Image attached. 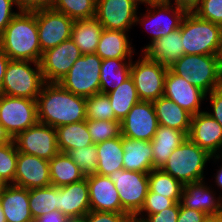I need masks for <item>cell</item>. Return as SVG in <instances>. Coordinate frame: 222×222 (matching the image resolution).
Returning <instances> with one entry per match:
<instances>
[{"instance_id":"1","label":"cell","mask_w":222,"mask_h":222,"mask_svg":"<svg viewBox=\"0 0 222 222\" xmlns=\"http://www.w3.org/2000/svg\"><path fill=\"white\" fill-rule=\"evenodd\" d=\"M36 102L38 122L54 128L87 119L86 98L69 92L59 83L46 82Z\"/></svg>"},{"instance_id":"2","label":"cell","mask_w":222,"mask_h":222,"mask_svg":"<svg viewBox=\"0 0 222 222\" xmlns=\"http://www.w3.org/2000/svg\"><path fill=\"white\" fill-rule=\"evenodd\" d=\"M0 48L10 60L40 63L43 53L35 10L18 12L0 36Z\"/></svg>"},{"instance_id":"3","label":"cell","mask_w":222,"mask_h":222,"mask_svg":"<svg viewBox=\"0 0 222 222\" xmlns=\"http://www.w3.org/2000/svg\"><path fill=\"white\" fill-rule=\"evenodd\" d=\"M213 156L188 137L174 149L162 170L180 181L183 185L204 181L203 170Z\"/></svg>"},{"instance_id":"4","label":"cell","mask_w":222,"mask_h":222,"mask_svg":"<svg viewBox=\"0 0 222 222\" xmlns=\"http://www.w3.org/2000/svg\"><path fill=\"white\" fill-rule=\"evenodd\" d=\"M169 69L206 94L222 86V69L216 55L184 54Z\"/></svg>"},{"instance_id":"5","label":"cell","mask_w":222,"mask_h":222,"mask_svg":"<svg viewBox=\"0 0 222 222\" xmlns=\"http://www.w3.org/2000/svg\"><path fill=\"white\" fill-rule=\"evenodd\" d=\"M184 54L216 55L222 26L201 19L193 12H187L181 25Z\"/></svg>"},{"instance_id":"6","label":"cell","mask_w":222,"mask_h":222,"mask_svg":"<svg viewBox=\"0 0 222 222\" xmlns=\"http://www.w3.org/2000/svg\"><path fill=\"white\" fill-rule=\"evenodd\" d=\"M33 63L35 69L29 66ZM39 62L10 60L1 86V94L36 100L45 84Z\"/></svg>"},{"instance_id":"7","label":"cell","mask_w":222,"mask_h":222,"mask_svg":"<svg viewBox=\"0 0 222 222\" xmlns=\"http://www.w3.org/2000/svg\"><path fill=\"white\" fill-rule=\"evenodd\" d=\"M102 59L96 54H83L58 83L69 92L88 98L100 93Z\"/></svg>"},{"instance_id":"8","label":"cell","mask_w":222,"mask_h":222,"mask_svg":"<svg viewBox=\"0 0 222 222\" xmlns=\"http://www.w3.org/2000/svg\"><path fill=\"white\" fill-rule=\"evenodd\" d=\"M108 177L119 194L122 213L137 215L149 191V173L120 169Z\"/></svg>"},{"instance_id":"9","label":"cell","mask_w":222,"mask_h":222,"mask_svg":"<svg viewBox=\"0 0 222 222\" xmlns=\"http://www.w3.org/2000/svg\"><path fill=\"white\" fill-rule=\"evenodd\" d=\"M131 63L130 77L140 101L153 102L163 96L164 80L169 68L145 55Z\"/></svg>"},{"instance_id":"10","label":"cell","mask_w":222,"mask_h":222,"mask_svg":"<svg viewBox=\"0 0 222 222\" xmlns=\"http://www.w3.org/2000/svg\"><path fill=\"white\" fill-rule=\"evenodd\" d=\"M0 122L15 138L38 122L36 100L0 94Z\"/></svg>"},{"instance_id":"11","label":"cell","mask_w":222,"mask_h":222,"mask_svg":"<svg viewBox=\"0 0 222 222\" xmlns=\"http://www.w3.org/2000/svg\"><path fill=\"white\" fill-rule=\"evenodd\" d=\"M17 150L46 160H51L59 153L56 129L37 122L13 138Z\"/></svg>"},{"instance_id":"12","label":"cell","mask_w":222,"mask_h":222,"mask_svg":"<svg viewBox=\"0 0 222 222\" xmlns=\"http://www.w3.org/2000/svg\"><path fill=\"white\" fill-rule=\"evenodd\" d=\"M41 52L71 38L74 20L52 8L35 10Z\"/></svg>"},{"instance_id":"13","label":"cell","mask_w":222,"mask_h":222,"mask_svg":"<svg viewBox=\"0 0 222 222\" xmlns=\"http://www.w3.org/2000/svg\"><path fill=\"white\" fill-rule=\"evenodd\" d=\"M141 0H96L95 18L105 29L129 31Z\"/></svg>"},{"instance_id":"14","label":"cell","mask_w":222,"mask_h":222,"mask_svg":"<svg viewBox=\"0 0 222 222\" xmlns=\"http://www.w3.org/2000/svg\"><path fill=\"white\" fill-rule=\"evenodd\" d=\"M81 56L80 49L71 38L43 52L40 65L45 82L58 83Z\"/></svg>"},{"instance_id":"15","label":"cell","mask_w":222,"mask_h":222,"mask_svg":"<svg viewBox=\"0 0 222 222\" xmlns=\"http://www.w3.org/2000/svg\"><path fill=\"white\" fill-rule=\"evenodd\" d=\"M158 126V119L153 103L139 101L121 121V136L151 141L155 136Z\"/></svg>"},{"instance_id":"16","label":"cell","mask_w":222,"mask_h":222,"mask_svg":"<svg viewBox=\"0 0 222 222\" xmlns=\"http://www.w3.org/2000/svg\"><path fill=\"white\" fill-rule=\"evenodd\" d=\"M142 3H145L146 5L148 4L150 6L151 10L149 12V10H148L149 8H147V11H148L147 14H145L141 19H139L140 17L137 16L136 23H138V22L140 23V20H141L142 25L147 23V24H149V25L151 24L153 26L152 27L153 29L150 31V33H152L151 34V36H152L151 43H153L154 41H157L161 37H164V36L170 34L172 31L179 29L181 22L187 13L185 10H183L181 8H178L176 6H174L175 8L172 7L173 4H169V3L165 2L164 0H162V1H146V2H142ZM153 9H154V11H153ZM155 9H158V10H155ZM169 12H172V14L169 15L170 14ZM163 13L167 14V15H169V17H171V18H167L169 20L164 18L167 22L165 20L161 19L164 17Z\"/></svg>"},{"instance_id":"17","label":"cell","mask_w":222,"mask_h":222,"mask_svg":"<svg viewBox=\"0 0 222 222\" xmlns=\"http://www.w3.org/2000/svg\"><path fill=\"white\" fill-rule=\"evenodd\" d=\"M14 185L28 190L52 185L49 160L18 151Z\"/></svg>"},{"instance_id":"18","label":"cell","mask_w":222,"mask_h":222,"mask_svg":"<svg viewBox=\"0 0 222 222\" xmlns=\"http://www.w3.org/2000/svg\"><path fill=\"white\" fill-rule=\"evenodd\" d=\"M163 96L172 100L192 116L200 113L201 101L207 98V94L193 86L182 77L168 69L164 80Z\"/></svg>"},{"instance_id":"19","label":"cell","mask_w":222,"mask_h":222,"mask_svg":"<svg viewBox=\"0 0 222 222\" xmlns=\"http://www.w3.org/2000/svg\"><path fill=\"white\" fill-rule=\"evenodd\" d=\"M187 137L215 159L220 158L217 152L222 148V126L207 111L192 116Z\"/></svg>"},{"instance_id":"20","label":"cell","mask_w":222,"mask_h":222,"mask_svg":"<svg viewBox=\"0 0 222 222\" xmlns=\"http://www.w3.org/2000/svg\"><path fill=\"white\" fill-rule=\"evenodd\" d=\"M91 211L122 213L121 201L113 181L108 176H86Z\"/></svg>"},{"instance_id":"21","label":"cell","mask_w":222,"mask_h":222,"mask_svg":"<svg viewBox=\"0 0 222 222\" xmlns=\"http://www.w3.org/2000/svg\"><path fill=\"white\" fill-rule=\"evenodd\" d=\"M58 211L70 219H82L90 211L87 178L58 187Z\"/></svg>"},{"instance_id":"22","label":"cell","mask_w":222,"mask_h":222,"mask_svg":"<svg viewBox=\"0 0 222 222\" xmlns=\"http://www.w3.org/2000/svg\"><path fill=\"white\" fill-rule=\"evenodd\" d=\"M210 188L203 181L184 184L180 197V205L201 211L207 216L222 215L221 198L214 196Z\"/></svg>"},{"instance_id":"23","label":"cell","mask_w":222,"mask_h":222,"mask_svg":"<svg viewBox=\"0 0 222 222\" xmlns=\"http://www.w3.org/2000/svg\"><path fill=\"white\" fill-rule=\"evenodd\" d=\"M0 204L6 222H34L29 207V190L13 184L0 191Z\"/></svg>"},{"instance_id":"24","label":"cell","mask_w":222,"mask_h":222,"mask_svg":"<svg viewBox=\"0 0 222 222\" xmlns=\"http://www.w3.org/2000/svg\"><path fill=\"white\" fill-rule=\"evenodd\" d=\"M144 55L169 68L184 55L180 29L148 44L143 49Z\"/></svg>"},{"instance_id":"25","label":"cell","mask_w":222,"mask_h":222,"mask_svg":"<svg viewBox=\"0 0 222 222\" xmlns=\"http://www.w3.org/2000/svg\"><path fill=\"white\" fill-rule=\"evenodd\" d=\"M122 147L124 170L149 173L153 169V152L150 141L122 136Z\"/></svg>"},{"instance_id":"26","label":"cell","mask_w":222,"mask_h":222,"mask_svg":"<svg viewBox=\"0 0 222 222\" xmlns=\"http://www.w3.org/2000/svg\"><path fill=\"white\" fill-rule=\"evenodd\" d=\"M186 138L187 135L180 130L159 125L155 136L150 141L153 152V169H161L174 149Z\"/></svg>"},{"instance_id":"27","label":"cell","mask_w":222,"mask_h":222,"mask_svg":"<svg viewBox=\"0 0 222 222\" xmlns=\"http://www.w3.org/2000/svg\"><path fill=\"white\" fill-rule=\"evenodd\" d=\"M152 103L159 125L180 130L188 136L192 118L190 113L165 96Z\"/></svg>"},{"instance_id":"28","label":"cell","mask_w":222,"mask_h":222,"mask_svg":"<svg viewBox=\"0 0 222 222\" xmlns=\"http://www.w3.org/2000/svg\"><path fill=\"white\" fill-rule=\"evenodd\" d=\"M126 34V32L120 30L104 28L95 53L102 60L126 58L131 60L134 51H132V44L129 42Z\"/></svg>"},{"instance_id":"29","label":"cell","mask_w":222,"mask_h":222,"mask_svg":"<svg viewBox=\"0 0 222 222\" xmlns=\"http://www.w3.org/2000/svg\"><path fill=\"white\" fill-rule=\"evenodd\" d=\"M103 26L94 17L90 19L74 20L71 30V39L83 54L95 53Z\"/></svg>"},{"instance_id":"30","label":"cell","mask_w":222,"mask_h":222,"mask_svg":"<svg viewBox=\"0 0 222 222\" xmlns=\"http://www.w3.org/2000/svg\"><path fill=\"white\" fill-rule=\"evenodd\" d=\"M96 148V174L101 176H109L116 170L123 169L124 151L122 147L121 135L119 137L96 144Z\"/></svg>"},{"instance_id":"31","label":"cell","mask_w":222,"mask_h":222,"mask_svg":"<svg viewBox=\"0 0 222 222\" xmlns=\"http://www.w3.org/2000/svg\"><path fill=\"white\" fill-rule=\"evenodd\" d=\"M49 166L51 184L56 187L66 186L86 178L67 153L59 152L49 160Z\"/></svg>"},{"instance_id":"32","label":"cell","mask_w":222,"mask_h":222,"mask_svg":"<svg viewBox=\"0 0 222 222\" xmlns=\"http://www.w3.org/2000/svg\"><path fill=\"white\" fill-rule=\"evenodd\" d=\"M55 129L59 152L68 153L72 149L94 144L89 134L86 120L63 125Z\"/></svg>"},{"instance_id":"33","label":"cell","mask_w":222,"mask_h":222,"mask_svg":"<svg viewBox=\"0 0 222 222\" xmlns=\"http://www.w3.org/2000/svg\"><path fill=\"white\" fill-rule=\"evenodd\" d=\"M105 59L101 63L100 93L107 94L117 89L130 77L132 60ZM109 87V88H108Z\"/></svg>"},{"instance_id":"34","label":"cell","mask_w":222,"mask_h":222,"mask_svg":"<svg viewBox=\"0 0 222 222\" xmlns=\"http://www.w3.org/2000/svg\"><path fill=\"white\" fill-rule=\"evenodd\" d=\"M115 114V120L122 121L132 107L140 101L134 81L129 77L117 89L107 93Z\"/></svg>"},{"instance_id":"35","label":"cell","mask_w":222,"mask_h":222,"mask_svg":"<svg viewBox=\"0 0 222 222\" xmlns=\"http://www.w3.org/2000/svg\"><path fill=\"white\" fill-rule=\"evenodd\" d=\"M29 207L33 219L58 210V187L50 185L29 190Z\"/></svg>"},{"instance_id":"36","label":"cell","mask_w":222,"mask_h":222,"mask_svg":"<svg viewBox=\"0 0 222 222\" xmlns=\"http://www.w3.org/2000/svg\"><path fill=\"white\" fill-rule=\"evenodd\" d=\"M149 190L159 195L180 202L184 185L162 169H152L149 172Z\"/></svg>"},{"instance_id":"37","label":"cell","mask_w":222,"mask_h":222,"mask_svg":"<svg viewBox=\"0 0 222 222\" xmlns=\"http://www.w3.org/2000/svg\"><path fill=\"white\" fill-rule=\"evenodd\" d=\"M52 9L73 20L90 19L96 15V0H55Z\"/></svg>"},{"instance_id":"38","label":"cell","mask_w":222,"mask_h":222,"mask_svg":"<svg viewBox=\"0 0 222 222\" xmlns=\"http://www.w3.org/2000/svg\"><path fill=\"white\" fill-rule=\"evenodd\" d=\"M86 123L94 144H98L121 135V122L118 120L86 119Z\"/></svg>"},{"instance_id":"39","label":"cell","mask_w":222,"mask_h":222,"mask_svg":"<svg viewBox=\"0 0 222 222\" xmlns=\"http://www.w3.org/2000/svg\"><path fill=\"white\" fill-rule=\"evenodd\" d=\"M18 150L14 140L0 145V179L5 185H14Z\"/></svg>"},{"instance_id":"40","label":"cell","mask_w":222,"mask_h":222,"mask_svg":"<svg viewBox=\"0 0 222 222\" xmlns=\"http://www.w3.org/2000/svg\"><path fill=\"white\" fill-rule=\"evenodd\" d=\"M87 119L115 120V114L107 94H94L86 98Z\"/></svg>"},{"instance_id":"41","label":"cell","mask_w":222,"mask_h":222,"mask_svg":"<svg viewBox=\"0 0 222 222\" xmlns=\"http://www.w3.org/2000/svg\"><path fill=\"white\" fill-rule=\"evenodd\" d=\"M86 176L96 174L97 148L96 144L72 149L67 153Z\"/></svg>"},{"instance_id":"42","label":"cell","mask_w":222,"mask_h":222,"mask_svg":"<svg viewBox=\"0 0 222 222\" xmlns=\"http://www.w3.org/2000/svg\"><path fill=\"white\" fill-rule=\"evenodd\" d=\"M193 13L201 19L222 26V0H201Z\"/></svg>"},{"instance_id":"43","label":"cell","mask_w":222,"mask_h":222,"mask_svg":"<svg viewBox=\"0 0 222 222\" xmlns=\"http://www.w3.org/2000/svg\"><path fill=\"white\" fill-rule=\"evenodd\" d=\"M174 204L175 202L172 199L149 190L148 194L146 195L144 205L136 216L141 218L143 211L145 213L147 212L146 214L159 213L162 210L173 206Z\"/></svg>"},{"instance_id":"44","label":"cell","mask_w":222,"mask_h":222,"mask_svg":"<svg viewBox=\"0 0 222 222\" xmlns=\"http://www.w3.org/2000/svg\"><path fill=\"white\" fill-rule=\"evenodd\" d=\"M127 216L126 213L90 210L81 220L82 222H123Z\"/></svg>"},{"instance_id":"45","label":"cell","mask_w":222,"mask_h":222,"mask_svg":"<svg viewBox=\"0 0 222 222\" xmlns=\"http://www.w3.org/2000/svg\"><path fill=\"white\" fill-rule=\"evenodd\" d=\"M178 214L179 202H176L173 206L166 208L159 213L147 214L146 216L148 217L146 218H143L142 215V219L145 222H177Z\"/></svg>"},{"instance_id":"46","label":"cell","mask_w":222,"mask_h":222,"mask_svg":"<svg viewBox=\"0 0 222 222\" xmlns=\"http://www.w3.org/2000/svg\"><path fill=\"white\" fill-rule=\"evenodd\" d=\"M13 5L17 6L16 0H0V36L11 20L18 14L12 12Z\"/></svg>"},{"instance_id":"47","label":"cell","mask_w":222,"mask_h":222,"mask_svg":"<svg viewBox=\"0 0 222 222\" xmlns=\"http://www.w3.org/2000/svg\"><path fill=\"white\" fill-rule=\"evenodd\" d=\"M210 103L213 108V113L210 116L222 126V86L215 88L209 93Z\"/></svg>"},{"instance_id":"48","label":"cell","mask_w":222,"mask_h":222,"mask_svg":"<svg viewBox=\"0 0 222 222\" xmlns=\"http://www.w3.org/2000/svg\"><path fill=\"white\" fill-rule=\"evenodd\" d=\"M55 0H16L19 11L52 8Z\"/></svg>"},{"instance_id":"49","label":"cell","mask_w":222,"mask_h":222,"mask_svg":"<svg viewBox=\"0 0 222 222\" xmlns=\"http://www.w3.org/2000/svg\"><path fill=\"white\" fill-rule=\"evenodd\" d=\"M207 215L201 211L186 208L179 203L177 222H203Z\"/></svg>"},{"instance_id":"50","label":"cell","mask_w":222,"mask_h":222,"mask_svg":"<svg viewBox=\"0 0 222 222\" xmlns=\"http://www.w3.org/2000/svg\"><path fill=\"white\" fill-rule=\"evenodd\" d=\"M70 218L58 210L48 212L34 219V222H68Z\"/></svg>"},{"instance_id":"51","label":"cell","mask_w":222,"mask_h":222,"mask_svg":"<svg viewBox=\"0 0 222 222\" xmlns=\"http://www.w3.org/2000/svg\"><path fill=\"white\" fill-rule=\"evenodd\" d=\"M165 2L171 4L170 0H164ZM201 0H174L176 7L185 10L186 12H193L199 5Z\"/></svg>"},{"instance_id":"52","label":"cell","mask_w":222,"mask_h":222,"mask_svg":"<svg viewBox=\"0 0 222 222\" xmlns=\"http://www.w3.org/2000/svg\"><path fill=\"white\" fill-rule=\"evenodd\" d=\"M9 61L10 58L0 48V94H1V86L4 80L5 71L7 69Z\"/></svg>"},{"instance_id":"53","label":"cell","mask_w":222,"mask_h":222,"mask_svg":"<svg viewBox=\"0 0 222 222\" xmlns=\"http://www.w3.org/2000/svg\"><path fill=\"white\" fill-rule=\"evenodd\" d=\"M13 138L10 136V134L6 131L4 126L0 122V145L12 142Z\"/></svg>"},{"instance_id":"54","label":"cell","mask_w":222,"mask_h":222,"mask_svg":"<svg viewBox=\"0 0 222 222\" xmlns=\"http://www.w3.org/2000/svg\"><path fill=\"white\" fill-rule=\"evenodd\" d=\"M216 57L218 60V63L222 69V33H221V38H220V43L216 52Z\"/></svg>"},{"instance_id":"55","label":"cell","mask_w":222,"mask_h":222,"mask_svg":"<svg viewBox=\"0 0 222 222\" xmlns=\"http://www.w3.org/2000/svg\"><path fill=\"white\" fill-rule=\"evenodd\" d=\"M203 222H222V215L207 216Z\"/></svg>"},{"instance_id":"56","label":"cell","mask_w":222,"mask_h":222,"mask_svg":"<svg viewBox=\"0 0 222 222\" xmlns=\"http://www.w3.org/2000/svg\"><path fill=\"white\" fill-rule=\"evenodd\" d=\"M123 222H145L142 218H138L136 215L127 216Z\"/></svg>"},{"instance_id":"57","label":"cell","mask_w":222,"mask_h":222,"mask_svg":"<svg viewBox=\"0 0 222 222\" xmlns=\"http://www.w3.org/2000/svg\"><path fill=\"white\" fill-rule=\"evenodd\" d=\"M216 184L222 189V168L217 171V174L215 176Z\"/></svg>"},{"instance_id":"58","label":"cell","mask_w":222,"mask_h":222,"mask_svg":"<svg viewBox=\"0 0 222 222\" xmlns=\"http://www.w3.org/2000/svg\"><path fill=\"white\" fill-rule=\"evenodd\" d=\"M0 222H6V217L4 216L3 209L0 204Z\"/></svg>"},{"instance_id":"59","label":"cell","mask_w":222,"mask_h":222,"mask_svg":"<svg viewBox=\"0 0 222 222\" xmlns=\"http://www.w3.org/2000/svg\"><path fill=\"white\" fill-rule=\"evenodd\" d=\"M68 222H82L81 219H70Z\"/></svg>"},{"instance_id":"60","label":"cell","mask_w":222,"mask_h":222,"mask_svg":"<svg viewBox=\"0 0 222 222\" xmlns=\"http://www.w3.org/2000/svg\"><path fill=\"white\" fill-rule=\"evenodd\" d=\"M5 186V184L2 182V180L0 179V191L1 189Z\"/></svg>"},{"instance_id":"61","label":"cell","mask_w":222,"mask_h":222,"mask_svg":"<svg viewBox=\"0 0 222 222\" xmlns=\"http://www.w3.org/2000/svg\"><path fill=\"white\" fill-rule=\"evenodd\" d=\"M142 2H146V1H162V0H141Z\"/></svg>"}]
</instances>
